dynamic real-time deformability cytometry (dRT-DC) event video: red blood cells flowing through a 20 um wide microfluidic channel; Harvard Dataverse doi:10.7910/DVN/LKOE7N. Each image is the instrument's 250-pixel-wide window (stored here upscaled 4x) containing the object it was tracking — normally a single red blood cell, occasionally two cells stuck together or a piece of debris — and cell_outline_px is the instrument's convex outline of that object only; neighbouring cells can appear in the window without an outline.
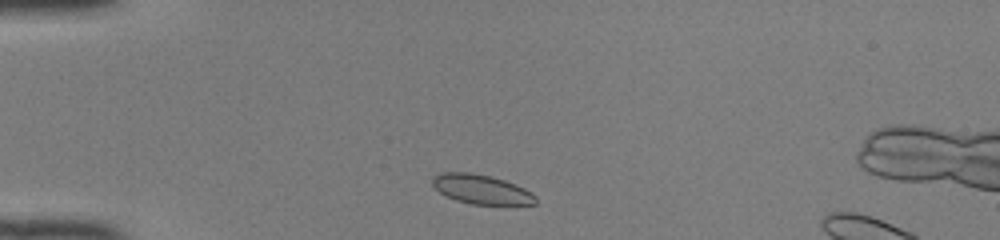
{"species": "common noctule bat (a hibernating species)", "species_latin": "Nyctalus noctula", "temperature_condition": "room temperature", "stored_images_in_passage": 40, "segment_of_instrument_passage": [1, 2], "camera_frame_rate_fps": 3000, "um_per_image_px": 0.085, "animal": {"sex": "female", "body_mass_g": 22.0, "forearm_length_mm": 56.7}, "frame": {"image": 1, "passage_image": 3, "time_ms": 0.667, "image_size_px": [1000, 240], "cell_outline_px": [[536, 204], [472, 204], [456, 200], [440, 192], [432, 184], [432, 176], [440, 172], [472, 172], [492, 176], [516, 184], [532, 192], [536, 196]], "centroid_in_image_um": [40.91, 16.07], "position_along_channel_um": 44.1, "area_um2": 17.69}}
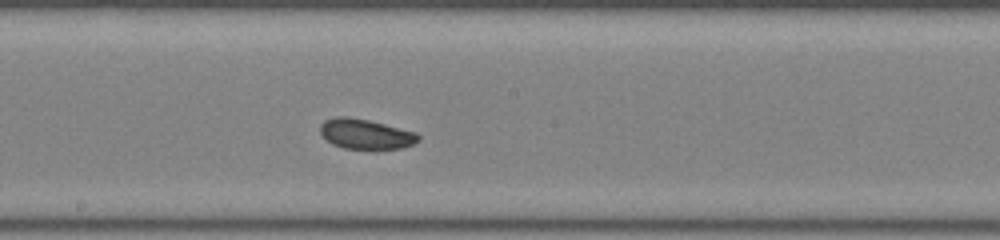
{"frame": {"image": 2, "passage_image": 18, "time_ms": 5.667, "image_size_px": [1000, 240], "cell_outline_px": [[420, 140], [412, 144], [400, 148], [344, 148], [332, 144], [324, 140], [320, 132], [320, 124], [324, 120], [336, 116], [344, 116], [368, 120], [416, 132], [420, 136]], "centroid_in_image_um": [31.03, 11.38], "position_along_channel_um": 217.2, "area_um2": 17.05}}
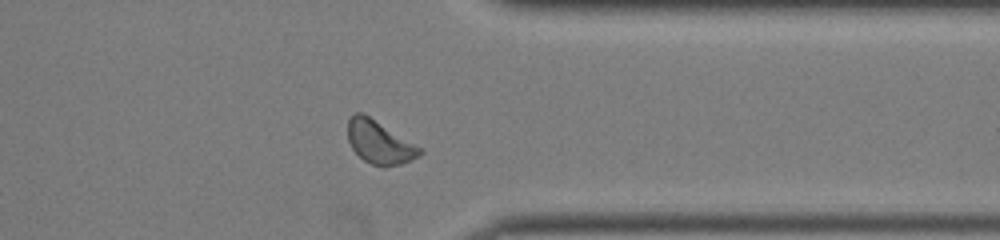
{"frame": {"image": 3, "passage_image": 30, "time_ms": 9.667, "image_size_px": [1000, 240], "cell_outline_px": [[424, 152], [420, 156], [400, 164], [384, 168], [372, 164], [364, 160], [352, 148], [348, 140], [348, 120], [356, 112], [364, 112], [420, 148]], "centroid_in_image_um": [32.24, 12.09], "position_along_channel_um": 379.2, "area_um2": 17.92}}